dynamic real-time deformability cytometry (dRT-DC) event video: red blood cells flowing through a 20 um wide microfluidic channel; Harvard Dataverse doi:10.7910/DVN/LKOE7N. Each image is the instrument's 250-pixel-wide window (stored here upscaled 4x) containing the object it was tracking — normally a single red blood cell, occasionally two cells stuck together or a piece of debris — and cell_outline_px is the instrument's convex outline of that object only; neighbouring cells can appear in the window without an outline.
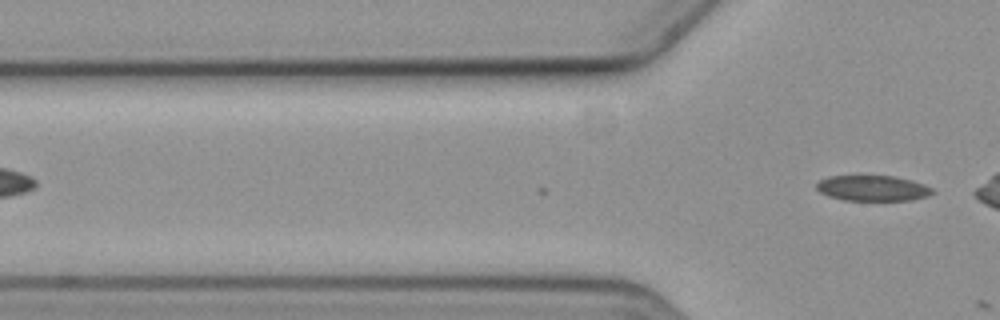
{"species": "common noctule bat (a hibernating species)", "species_latin": "Nyctalus noctula", "temperature_condition": "cold", "stored_images_in_passage": 13, "camera_frame_rate_fps": 3000, "um_per_image_px": 0.085, "animal": {"sex": "female", "body_mass_g": 19.3, "forearm_length_mm": 54.1}, "frame": {"image": 1, "passage_image": 13, "time_ms": 4.0, "image_size_px": [1000, 320], "cell_outline_px": [[936, 192], [928, 196], [912, 200], [844, 200], [828, 196], [820, 192], [816, 188], [816, 184], [820, 180], [828, 176], [860, 172], [896, 176], [912, 180], [924, 184], [932, 188]], "centroid_in_image_um": [74.15, 15.93], "position_along_channel_um": 51.6, "area_um2": 18.32}}